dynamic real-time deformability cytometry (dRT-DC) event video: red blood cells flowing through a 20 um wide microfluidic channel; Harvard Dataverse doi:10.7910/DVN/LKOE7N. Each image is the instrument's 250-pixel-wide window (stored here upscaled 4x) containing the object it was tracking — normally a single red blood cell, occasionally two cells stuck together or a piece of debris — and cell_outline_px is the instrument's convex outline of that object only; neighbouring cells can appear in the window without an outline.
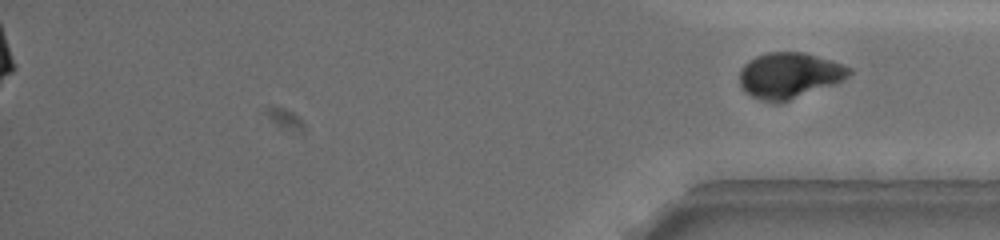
{"species": "common noctule bat (a hibernating species)", "species_latin": "Nyctalus noctula", "temperature_condition": "warm", "stored_images_in_passage": 40, "segment_of_instrument_passage": [2, 2], "camera_frame_rate_fps": 3000, "um_per_image_px": 0.085, "animal": {"sex": "female", "body_mass_g": 19.5, "forearm_length_mm": 54.1}, "frame": {"image": 1, "passage_image": 40, "time_ms": 13.0, "image_size_px": [1000, 240], "cell_outline_px": [[852, 72], [844, 80], [788, 100], [760, 100], [752, 96], [740, 84], [740, 72], [744, 64], [748, 60], [756, 56], [768, 52], [804, 52], [844, 64], [852, 68]], "centroid_in_image_um": [67.12, 6.36], "position_along_channel_um": 368.1, "area_um2": 28.61}}